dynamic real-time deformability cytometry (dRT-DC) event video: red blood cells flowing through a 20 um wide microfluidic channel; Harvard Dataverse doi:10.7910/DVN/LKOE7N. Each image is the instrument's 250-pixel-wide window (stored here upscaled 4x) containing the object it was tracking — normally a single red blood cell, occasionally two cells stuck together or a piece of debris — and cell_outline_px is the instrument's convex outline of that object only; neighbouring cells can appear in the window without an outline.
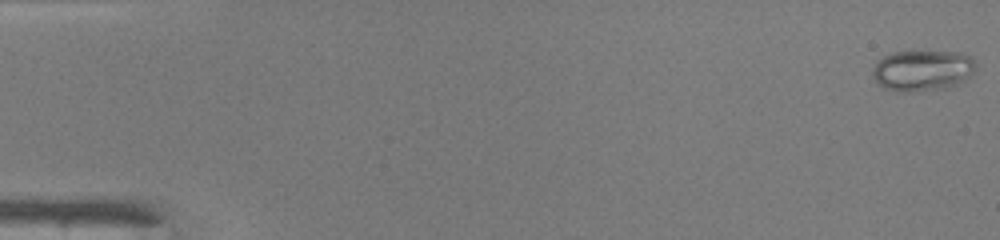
{"species": "common noctule bat (a hibernating species)", "species_latin": "Nyctalus noctula", "temperature_condition": "warm", "stored_images_in_passage": 48, "camera_frame_rate_fps": 3000, "um_per_image_px": 0.085, "animal": {"sex": "male", "body_mass_g": 19.0, "forearm_length_mm": 50.8}, "frame": {"image": 1, "passage_image": 1, "time_ms": 0.0, "image_size_px": [1000, 240], "cell_outline_px": [[976, 68], [972, 76], [948, 88], [912, 92], [896, 92], [884, 88], [872, 80], [872, 68], [876, 60], [892, 52], [960, 52], [972, 56], [976, 64]], "centroid_in_image_um": [78.39, 6.0], "position_along_channel_um": 6.6, "area_um2": 25.14}}
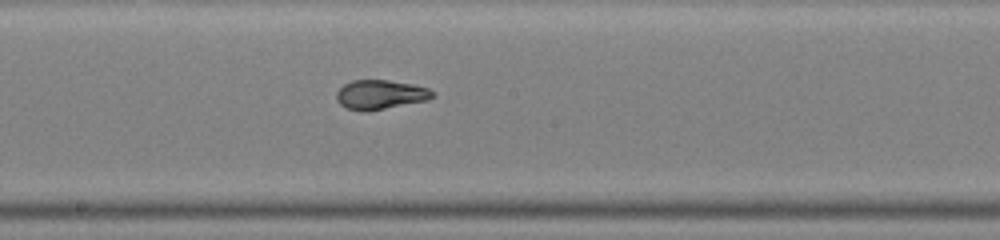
{"frame": {"image": 2, "passage_image": 27, "time_ms": 8.667, "image_size_px": [1000, 240], "cell_outline_px": [[432, 96], [428, 100], [384, 108], [348, 108], [340, 104], [336, 100], [336, 92], [344, 84], [352, 80], [388, 80], [412, 84], [428, 88], [432, 92]], "centroid_in_image_um": [32.32, 7.99], "position_along_channel_um": 215.9, "area_um2": 15.66}}
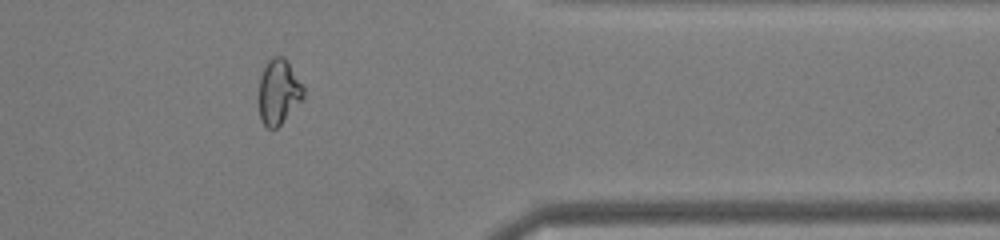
{"frame": {"image": 3, "passage_image": 40, "time_ms": 13.0, "image_size_px": [1000, 240], "cell_outline_px": [[304, 100], [276, 128], [268, 128], [260, 120], [260, 76], [268, 60], [272, 56], [284, 56], [304, 88]], "centroid_in_image_um": [23.7, 7.81], "position_along_channel_um": 387.7, "area_um2": 16.76}, "authors_computed_cell_mechanics": {"area_um2": 17.8313, "velocity_mm_per_s": 4.2787, "shape_relaxation_time_tau1_ms": 6.9237, "shape_relaxation_time_tau2_ms": null, "deformation_change_tau1": 0.2636, "deformation_change_tau2": null}}